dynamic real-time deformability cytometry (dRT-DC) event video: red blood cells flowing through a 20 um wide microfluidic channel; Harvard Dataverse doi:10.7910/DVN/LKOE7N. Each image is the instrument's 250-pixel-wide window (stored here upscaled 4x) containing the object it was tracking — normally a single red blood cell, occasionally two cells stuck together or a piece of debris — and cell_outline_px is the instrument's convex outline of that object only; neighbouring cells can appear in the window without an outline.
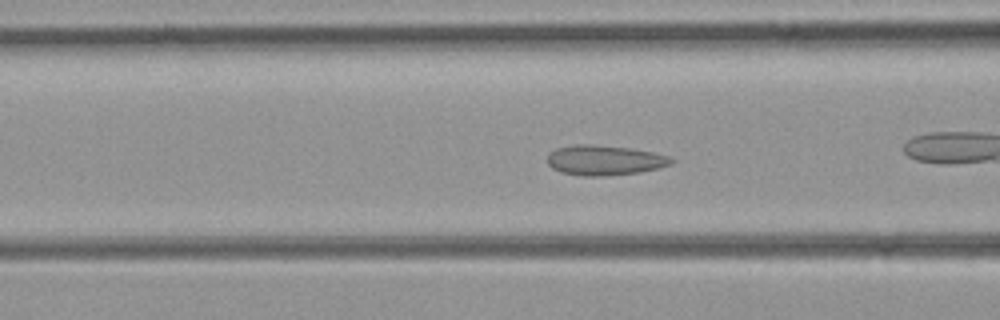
{"species": "common noctule bat (a hibernating species)", "species_latin": "Nyctalus noctula", "temperature_condition": "room temperature", "stored_images_in_passage": 38, "camera_frame_rate_fps": 3000, "um_per_image_px": 0.085, "animal": {"sex": "female", "body_mass_g": 21.9}, "frame": {"image": 1, "passage_image": 6, "time_ms": 1.667, "image_size_px": [1000, 320], "cell_outline_px": [[676, 160], [672, 164], [640, 172], [600, 176], [584, 176], [560, 172], [552, 168], [548, 164], [548, 152], [556, 148], [572, 144], [592, 144], [632, 148], [652, 152], [668, 156]], "centroid_in_image_um": [51.36, 13.6], "position_along_channel_um": 115.2, "area_um2": 21.79}}
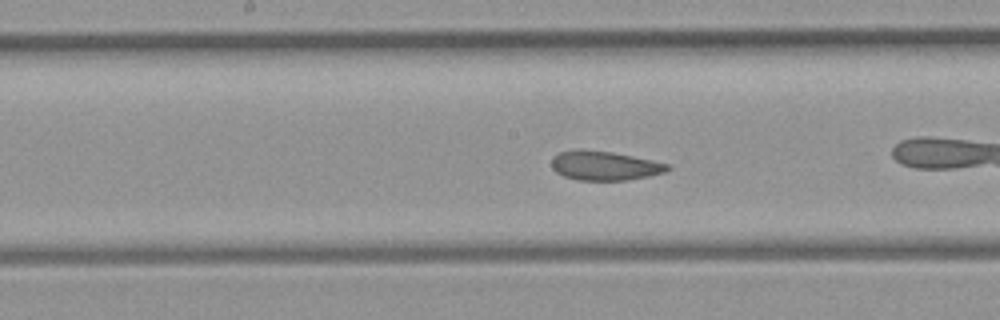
{"frame": {"image": 2, "passage_image": 12, "time_ms": 3.667, "image_size_px": [1000, 320], "cell_outline_px": [[672, 168], [668, 172], [628, 180], [580, 180], [564, 176], [556, 172], [552, 168], [552, 156], [560, 152], [576, 148], [612, 152], [652, 160], [668, 164]], "centroid_in_image_um": [51.39, 14.07], "position_along_channel_um": 196.8, "area_um2": 19.88}}